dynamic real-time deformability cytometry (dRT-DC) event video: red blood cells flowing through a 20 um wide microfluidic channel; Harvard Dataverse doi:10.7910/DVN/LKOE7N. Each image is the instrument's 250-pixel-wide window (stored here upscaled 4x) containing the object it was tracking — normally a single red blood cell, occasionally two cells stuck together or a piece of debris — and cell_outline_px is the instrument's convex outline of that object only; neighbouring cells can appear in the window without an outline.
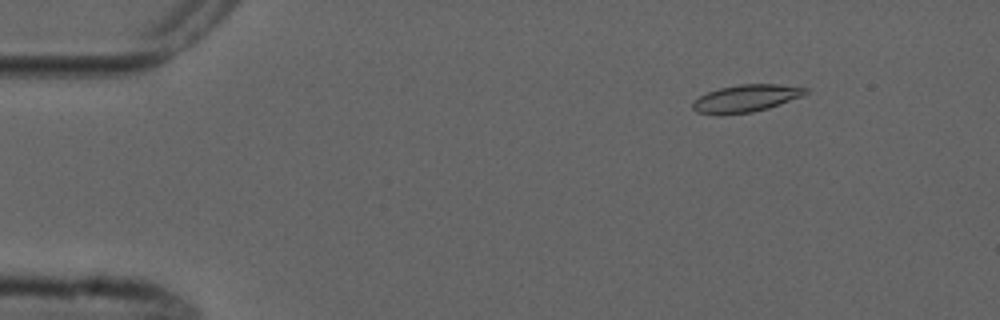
{"species": "common noctule bat (a hibernating species)", "species_latin": "Nyctalus noctula", "temperature_condition": "cold", "stored_images_in_passage": 7, "camera_frame_rate_fps": 3000, "um_per_image_px": 0.085, "animal": {"sex": "male", "forearm_length_mm": 52.5}, "frame": {"image": 1, "passage_image": 2, "time_ms": 1.0, "image_size_px": [1000, 320], "cell_outline_px": [[808, 92], [800, 96], [768, 108], [752, 112], [720, 116], [696, 112], [692, 108], [692, 104], [700, 96], [708, 92], [720, 88], [740, 84], [776, 84], [808, 88]], "centroid_in_image_um": [63.35, 8.38], "position_along_channel_um": 21.6, "area_um2": 17.86}}
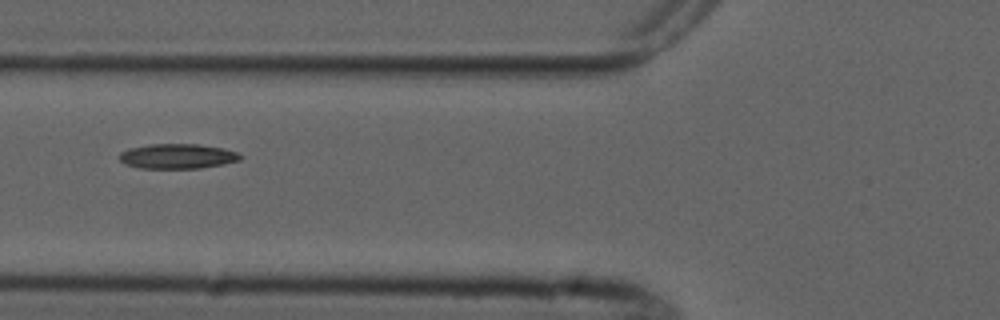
{"frame": {"image": 2, "passage_image": 6, "time_ms": 5.667, "image_size_px": [1000, 320], "cell_outline_px": [[244, 156], [240, 160], [224, 164], [200, 168], [140, 168], [124, 164], [120, 160], [120, 152], [128, 148], [148, 144], [200, 144], [224, 148], [236, 152]], "centroid_in_image_um": [15.09, 13.27], "position_along_channel_um": 110.7, "area_um2": 17.69}}
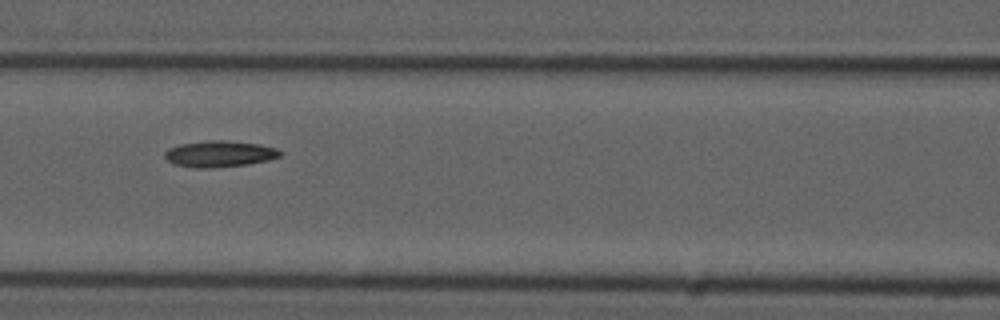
{"frame": {"image": 3, "passage_image": 7, "time_ms": 6.667, "image_size_px": [1000, 320], "cell_outline_px": [[284, 152], [280, 156], [268, 160], [248, 164], [212, 168], [196, 168], [172, 164], [164, 156], [164, 152], [168, 148], [180, 144], [208, 140], [224, 140], [260, 144], [276, 148]], "centroid_in_image_um": [18.65, 13.08], "position_along_channel_um": 147.9, "area_um2": 17.8}}